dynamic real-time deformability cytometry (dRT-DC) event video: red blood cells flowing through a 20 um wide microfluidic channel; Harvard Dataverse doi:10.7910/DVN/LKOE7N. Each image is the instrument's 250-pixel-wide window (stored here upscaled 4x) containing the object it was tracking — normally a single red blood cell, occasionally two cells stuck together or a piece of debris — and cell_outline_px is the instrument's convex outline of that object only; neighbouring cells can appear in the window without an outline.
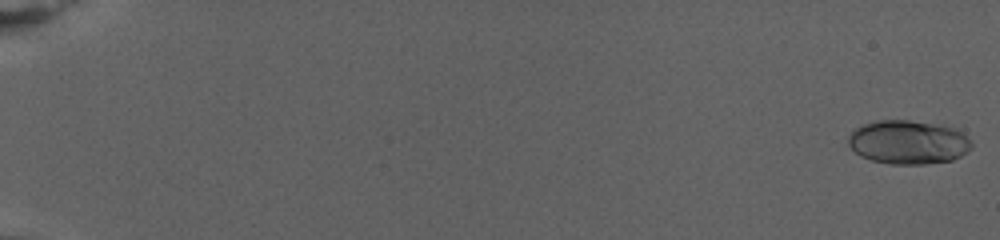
{"species": "human", "species_latin": "Homo sapiens", "temperature_condition": "warm", "stored_images_in_passage": 77, "camera_frame_rate_fps": 3000, "um_per_image_px": 0.085, "donor": {"sex": "female"}, "frame": {"image": 1, "passage_image": 1, "time_ms": 0.0, "image_size_px": [1000, 240], "cell_outline_px": [[972, 148], [960, 156], [952, 160], [924, 164], [892, 164], [872, 160], [860, 156], [848, 144], [848, 136], [852, 128], [864, 124], [880, 120], [908, 120], [956, 128], [972, 144]], "centroid_in_image_um": [77.15, 12.09], "position_along_channel_um": 7.8, "area_um2": 31.27}}
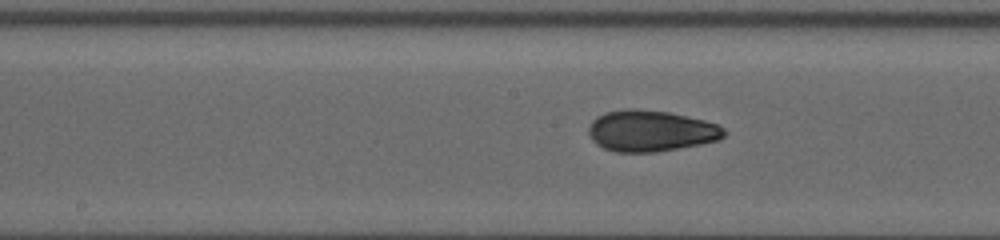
{"frame": {"image": 2, "passage_image": 43, "time_ms": 14.0, "image_size_px": [1000, 240], "cell_outline_px": [[728, 132], [720, 140], [700, 144], [656, 152], [616, 152], [604, 148], [596, 144], [588, 136], [588, 128], [592, 120], [596, 116], [604, 112], [624, 108], [636, 108], [668, 112], [704, 120], [716, 124], [724, 128]], "centroid_in_image_um": [55.29, 11.12], "position_along_channel_um": 192.9, "area_um2": 32.83}}
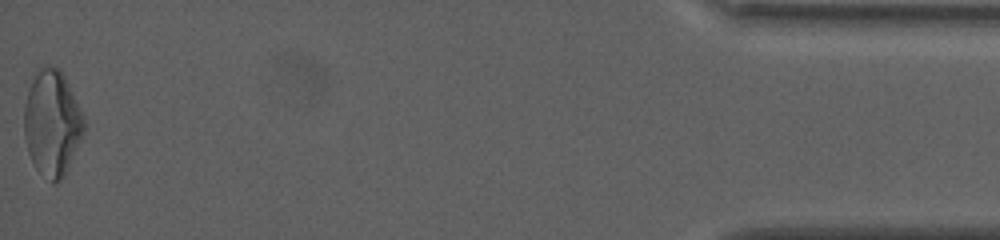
{"frame": {"image": 3, "passage_image": 77, "time_ms": 25.333, "image_size_px": [1000, 240], "cell_outline_px": [[84, 132], [68, 168], [64, 176], [60, 180], [52, 184], [36, 168], [28, 152], [24, 136], [24, 104], [32, 72], [40, 68], [60, 68], [84, 116]], "centroid_in_image_um": [4.4, 10.46], "position_along_channel_um": 430.8, "area_um2": 36.82}, "authors_computed_cell_mechanics": {"area_um2": 31.3276, "velocity_mm_per_s": 2.8176, "shape_relaxation_time_tau1_ms": 11.0457, "shape_relaxation_time_tau2_ms": 1.4752, "deformation_change_tau1": 0.2486, "deformation_change_tau2": 0.0618}}